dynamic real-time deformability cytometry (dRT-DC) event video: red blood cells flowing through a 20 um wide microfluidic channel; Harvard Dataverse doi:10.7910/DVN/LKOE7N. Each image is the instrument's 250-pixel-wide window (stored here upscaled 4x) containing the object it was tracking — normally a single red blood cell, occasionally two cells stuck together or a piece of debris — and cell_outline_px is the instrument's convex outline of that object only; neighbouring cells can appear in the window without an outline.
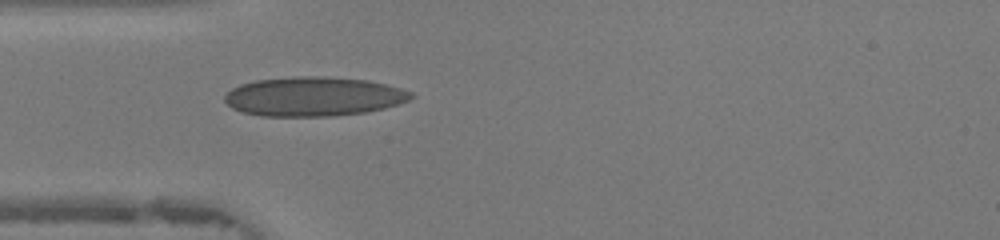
{"species": "human", "species_latin": "Homo sapiens", "temperature_condition": "warm", "stored_images_in_passage": 39, "camera_frame_rate_fps": 3000, "um_per_image_px": 0.085, "donor": {"sex": "female"}, "frame": {"image": 1, "passage_image": 6, "time_ms": 1.667, "image_size_px": [1000, 240], "cell_outline_px": [[416, 96], [408, 100], [384, 108], [364, 112], [332, 116], [260, 116], [244, 112], [232, 108], [224, 100], [224, 96], [232, 88], [240, 84], [256, 80], [292, 76], [324, 76], [368, 80], [400, 88], [412, 92]], "centroid_in_image_um": [26.64, 8.19], "position_along_channel_um": 58.4, "area_um2": 42.66}}
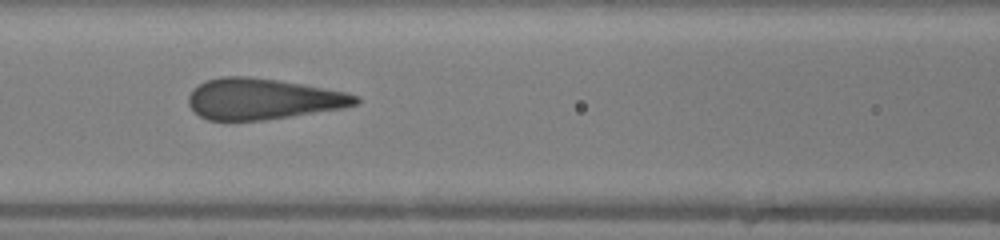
{"frame": {"image": 2, "passage_image": 12, "time_ms": 3.667, "image_size_px": [1000, 240], "cell_outline_px": [[360, 100], [356, 104], [344, 108], [264, 120], [208, 120], [200, 116], [188, 104], [188, 96], [192, 88], [208, 80], [220, 76], [248, 76], [280, 80], [344, 92], [360, 96]], "centroid_in_image_um": [22.32, 8.4], "position_along_channel_um": 144.3, "area_um2": 39.77}}
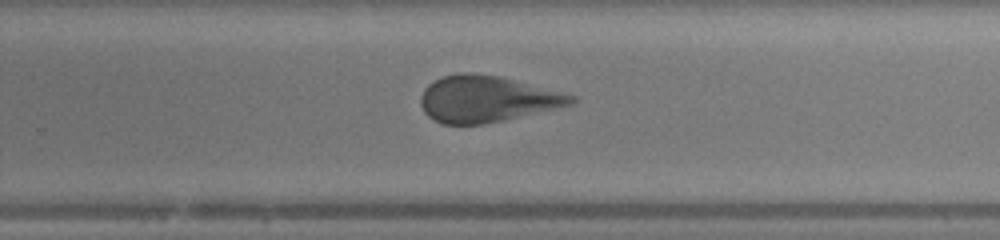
{"frame": {"image": 3, "passage_image": 22, "time_ms": 7.0, "image_size_px": [1000, 240], "cell_outline_px": [[576, 100], [572, 104], [484, 124], [444, 124], [428, 116], [424, 112], [420, 104], [420, 96], [424, 88], [428, 84], [444, 76], [464, 72], [468, 72], [500, 76], [576, 96]], "centroid_in_image_um": [41.32, 8.4], "position_along_channel_um": 288.5, "area_um2": 40.06}, "authors_computed_cell_mechanics": {"area_um2": 40.8646, "velocity_mm_per_s": 4.3389, "shape_relaxation_time_tau1_ms": 3.9629, "shape_relaxation_time_tau2_ms": null, "deformation_change_tau1": 0.1642, "deformation_change_tau2": null}}